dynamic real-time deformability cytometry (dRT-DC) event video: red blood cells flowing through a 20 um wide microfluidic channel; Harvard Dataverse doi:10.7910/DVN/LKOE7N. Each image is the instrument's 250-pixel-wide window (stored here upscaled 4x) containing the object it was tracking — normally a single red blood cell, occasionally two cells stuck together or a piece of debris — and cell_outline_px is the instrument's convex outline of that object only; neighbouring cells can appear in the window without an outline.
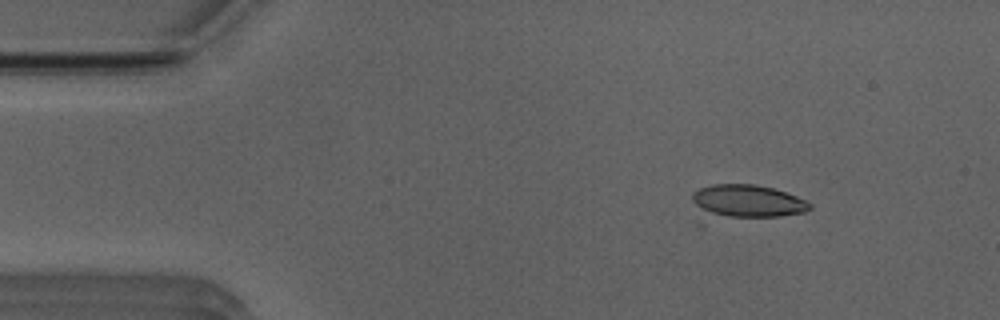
{"species": "Egyptian fruit bat (a non-hibernating species)", "species_latin": "Rousettus aegyptiacus", "temperature_condition": "room temperature", "stored_images_in_passage": 47, "camera_frame_rate_fps": 3000, "um_per_image_px": 0.085, "animal": {"sex": "male"}, "frame": {"image": 1, "passage_image": 2, "time_ms": 0.333, "image_size_px": [1000, 320], "cell_outline_px": [[812, 208], [804, 212], [780, 216], [704, 228], [700, 228], [696, 224], [692, 200], [692, 192], [700, 188], [712, 184], [756, 184], [772, 188], [796, 196], [812, 204]], "centroid_in_image_um": [63.11, 17.35], "position_along_channel_um": 21.9, "area_um2": 26.88}}
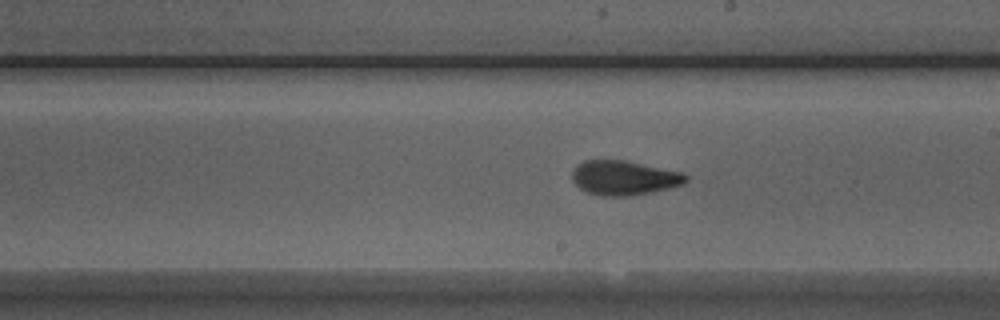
{"frame": {"image": 2, "passage_image": 24, "time_ms": 7.667, "image_size_px": [1000, 320], "cell_outline_px": [[688, 180], [684, 184], [652, 192], [628, 196], [600, 196], [588, 192], [580, 188], [572, 180], [572, 172], [576, 164], [584, 160], [624, 160], [680, 172], [688, 176]], "centroid_in_image_um": [53.02, 15.12], "position_along_channel_um": 236.0, "area_um2": 22.77}}
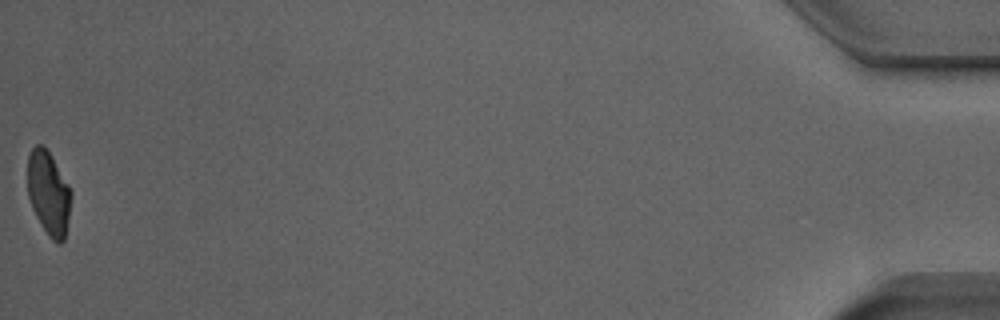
{"frame": {"image": 3, "passage_image": 47, "time_ms": 15.333, "image_size_px": [1000, 320], "cell_outline_px": [[72, 196], [64, 240], [60, 244], [56, 244], [48, 236], [40, 224], [32, 208], [28, 196], [28, 156], [32, 148], [36, 144], [40, 144], [48, 148], [68, 184], [72, 192]], "centroid_in_image_um": [4.13, 16.41], "position_along_channel_um": 431.1, "area_um2": 21.5}, "authors_computed_cell_mechanics": {"area_um2": 22.3686, "velocity_mm_per_s": 3.9389, "shape_relaxation_time_tau1_ms": 5.3213, "shape_relaxation_time_tau2_ms": 1.4501, "deformation_change_tau1": 0.1499, "deformation_change_tau2": 0.0738}}